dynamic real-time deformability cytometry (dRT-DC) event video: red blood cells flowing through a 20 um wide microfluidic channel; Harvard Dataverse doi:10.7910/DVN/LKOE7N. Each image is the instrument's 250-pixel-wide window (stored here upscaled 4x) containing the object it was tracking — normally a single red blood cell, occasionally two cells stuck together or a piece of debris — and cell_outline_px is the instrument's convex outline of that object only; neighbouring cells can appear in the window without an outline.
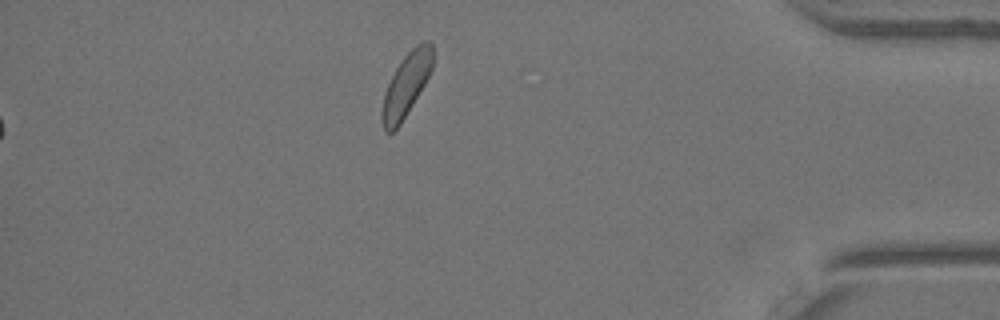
{"species": "Egyptian fruit bat (a non-hibernating species)", "species_latin": "Rousettus aegyptiacus", "temperature_condition": "warm", "stored_images_in_passage": 38, "segment_of_instrument_passage": [2, 2], "camera_frame_rate_fps": 3000, "um_per_image_px": 0.085, "animal": {"sex": "female"}, "frame": {"image": 1, "passage_image": 38, "time_ms": 12.333, "image_size_px": [1000, 320], "cell_outline_px": [[432, 68], [424, 84], [400, 124], [392, 132], [384, 132], [380, 120], [380, 112], [384, 96], [388, 84], [396, 68], [404, 56], [416, 44], [424, 40], [428, 40], [432, 44]], "centroid_in_image_um": [34.5, 7.22], "position_along_channel_um": 400.7, "area_um2": 18.38}}